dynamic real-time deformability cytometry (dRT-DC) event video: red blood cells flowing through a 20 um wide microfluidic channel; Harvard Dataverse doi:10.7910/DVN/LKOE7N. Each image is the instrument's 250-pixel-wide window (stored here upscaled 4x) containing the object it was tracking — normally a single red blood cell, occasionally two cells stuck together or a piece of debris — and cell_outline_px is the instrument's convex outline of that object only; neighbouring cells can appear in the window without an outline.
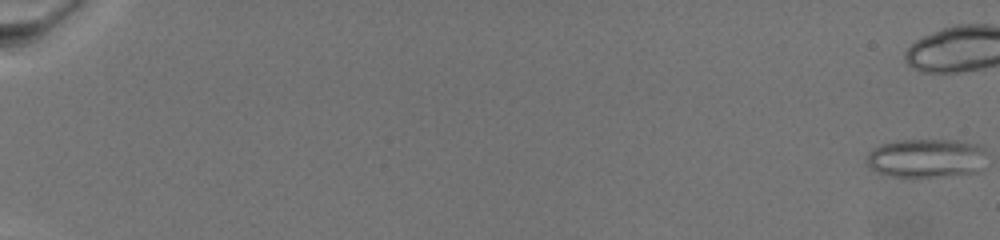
{"species": "common noctule bat (a hibernating species)", "species_latin": "Nyctalus noctula", "temperature_condition": "warm", "stored_images_in_passage": 99, "camera_frame_rate_fps": 3000, "um_per_image_px": 0.085, "animal": {"sex": "female", "body_mass_g": 19.5, "forearm_length_mm": 54.1}, "frame": {"image": 1, "passage_image": 1, "time_ms": 0.0, "image_size_px": [1000, 240], "cell_outline_px": [[984, 148], [976, 172], [944, 176], [892, 176], [876, 172], [868, 168], [868, 152], [884, 144], [896, 140], [956, 140], [980, 144]], "centroid_in_image_um": [78.67, 13.43], "position_along_channel_um": 6.3, "area_um2": 26.59}}
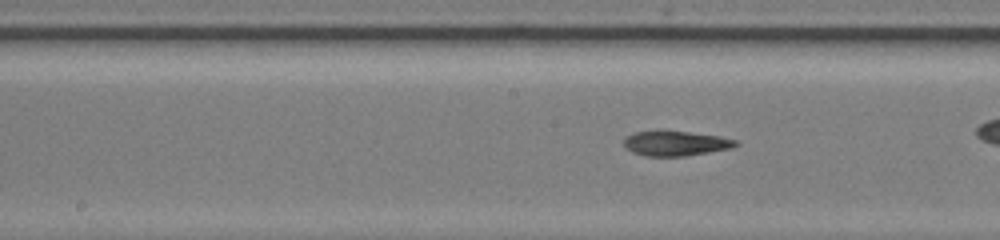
{"frame": {"image": 2, "passage_image": 61, "time_ms": 13.667, "image_size_px": [1000, 240], "cell_outline_px": [[740, 144], [732, 148], [684, 156], [644, 156], [632, 152], [624, 148], [624, 136], [632, 132], [688, 132], [720, 136], [736, 140]], "centroid_in_image_um": [57.41, 12.2], "position_along_channel_um": 190.8, "area_um2": 16.07}}
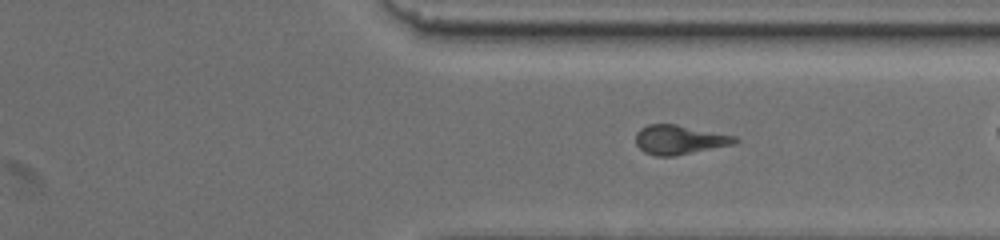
{"frame": {"image": 3, "passage_image": 91, "time_ms": 19.0, "image_size_px": [1000, 240], "cell_outline_px": [[740, 140], [736, 144], [676, 156], [656, 156], [644, 152], [636, 144], [636, 132], [640, 128], [648, 124], [676, 124], [736, 136]], "centroid_in_image_um": [57.77, 11.88], "position_along_channel_um": 353.6, "area_um2": 17.11}}